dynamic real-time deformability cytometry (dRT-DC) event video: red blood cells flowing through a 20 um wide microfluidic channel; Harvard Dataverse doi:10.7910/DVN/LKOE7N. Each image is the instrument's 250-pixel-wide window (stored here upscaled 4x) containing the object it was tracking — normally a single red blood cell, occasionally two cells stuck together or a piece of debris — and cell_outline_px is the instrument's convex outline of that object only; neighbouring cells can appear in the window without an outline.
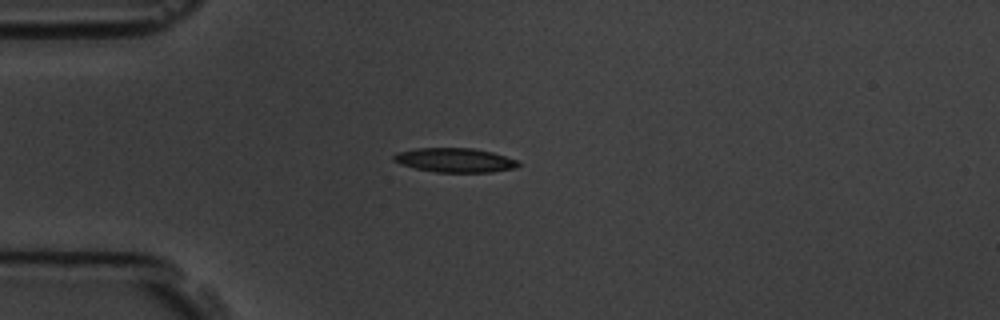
{"species": "common noctule bat (a hibernating species)", "species_latin": "Nyctalus noctula", "temperature_condition": "room temperature", "stored_images_in_passage": 6, "camera_frame_rate_fps": 3000, "um_per_image_px": 0.085, "animal": {"sex": "male", "body_mass_g": 19.5, "forearm_length_mm": 54.6}, "frame": {"image": 1, "passage_image": 3, "time_ms": 2.333, "image_size_px": [1000, 320], "cell_outline_px": [[520, 164], [516, 168], [492, 172], [436, 172], [416, 168], [400, 164], [392, 160], [392, 156], [396, 152], [416, 148], [472, 148], [492, 152], [516, 160]], "centroid_in_image_um": [38.63, 13.61], "position_along_channel_um": 46.4, "area_um2": 17.57}}
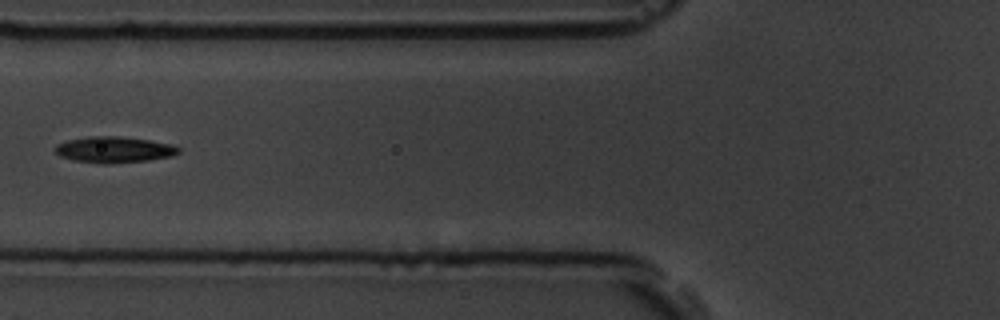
{"frame": {"image": 2, "passage_image": 5, "time_ms": 4.667, "image_size_px": [1000, 320], "cell_outline_px": [[180, 152], [172, 156], [148, 160], [112, 164], [100, 164], [76, 160], [60, 156], [56, 152], [56, 144], [68, 140], [88, 136], [120, 136], [148, 140], [172, 144], [180, 148]], "centroid_in_image_um": [9.72, 12.72], "position_along_channel_um": 116.1, "area_um2": 18.79}}
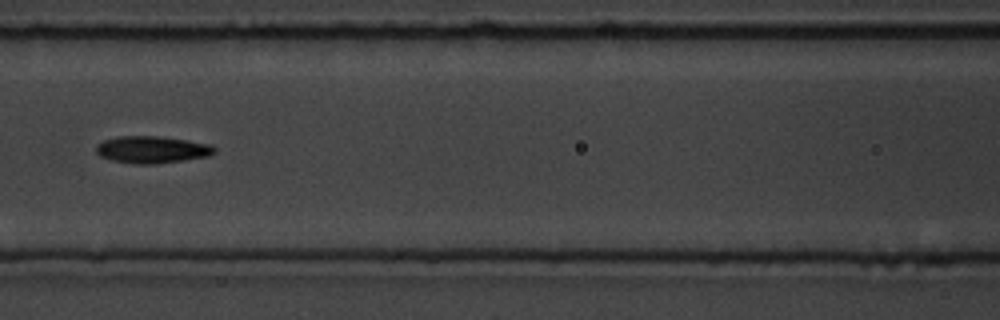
{"frame": {"image": 3, "passage_image": 6, "time_ms": 5.667, "image_size_px": [1000, 320], "cell_outline_px": [[216, 152], [208, 156], [184, 160], [156, 164], [136, 164], [112, 160], [100, 156], [96, 152], [96, 144], [104, 140], [116, 136], [156, 136], [188, 140], [212, 144], [216, 148]], "centroid_in_image_um": [12.93, 12.71], "position_along_channel_um": 153.7, "area_um2": 18.79}}